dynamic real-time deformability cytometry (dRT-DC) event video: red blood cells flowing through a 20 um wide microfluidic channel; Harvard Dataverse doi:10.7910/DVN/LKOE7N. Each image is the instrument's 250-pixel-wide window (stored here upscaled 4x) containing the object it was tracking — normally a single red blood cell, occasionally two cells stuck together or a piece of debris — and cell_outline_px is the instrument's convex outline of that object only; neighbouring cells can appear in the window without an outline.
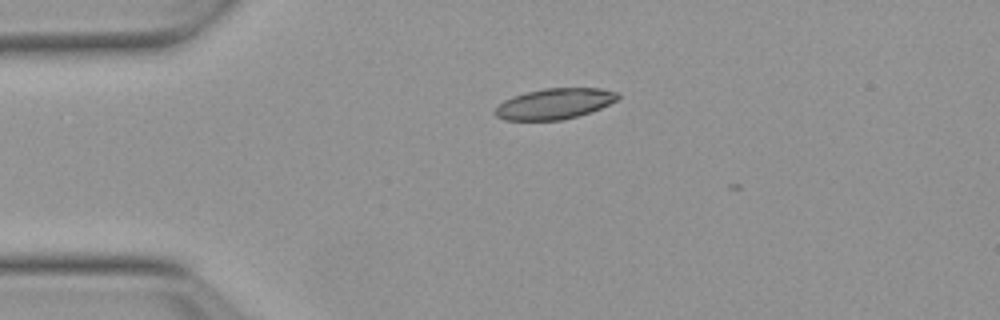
{"species": "Egyptian fruit bat (a non-hibernating species)", "species_latin": "Rousettus aegyptiacus", "temperature_condition": "warm", "stored_images_in_passage": 2, "camera_frame_rate_fps": 3000, "um_per_image_px": 0.085, "animal": {"sex": "female"}, "frame": {"image": 1, "passage_image": 1, "time_ms": 0.0, "image_size_px": [1000, 320], "cell_outline_px": [[620, 96], [616, 100], [600, 108], [564, 120], [504, 120], [496, 116], [492, 112], [504, 100], [512, 96], [544, 88], [600, 88], [616, 92]], "centroid_in_image_um": [47.09, 8.82], "position_along_channel_um": 37.9, "area_um2": 21.79}}